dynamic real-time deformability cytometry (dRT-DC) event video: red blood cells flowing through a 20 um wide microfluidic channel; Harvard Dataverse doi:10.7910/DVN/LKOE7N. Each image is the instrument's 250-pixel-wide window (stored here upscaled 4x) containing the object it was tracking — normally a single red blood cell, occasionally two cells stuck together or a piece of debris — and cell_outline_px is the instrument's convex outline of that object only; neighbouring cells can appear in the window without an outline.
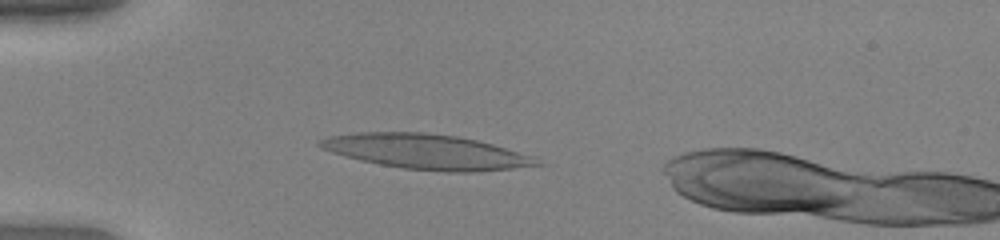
{"species": "human", "species_latin": "Homo sapiens", "temperature_condition": "warm", "stored_images_in_passage": 42, "camera_frame_rate_fps": 3000, "um_per_image_px": 0.085, "donor": {"sex": "female"}, "frame": {"image": 1, "passage_image": 6, "time_ms": 1.667, "image_size_px": [1000, 240], "cell_outline_px": [[544, 164], [512, 168], [472, 172], [448, 172], [404, 168], [380, 164], [360, 160], [344, 156], [320, 148], [316, 144], [316, 140], [328, 136], [356, 132], [424, 132], [456, 136], [476, 140], [492, 144], [532, 156]], "centroid_in_image_um": [36.17, 12.88], "position_along_channel_um": 48.8, "area_um2": 43.93}}
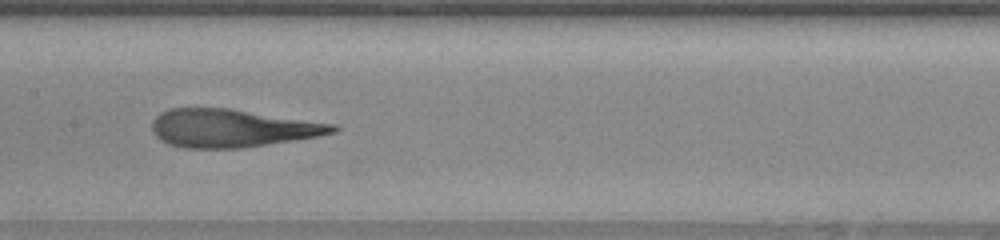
{"frame": {"image": 2, "passage_image": 18, "time_ms": 5.667, "image_size_px": [1000, 240], "cell_outline_px": [[340, 128], [336, 132], [316, 136], [244, 148], [184, 148], [168, 144], [160, 140], [152, 132], [152, 120], [160, 112], [168, 108], [228, 108], [336, 124]], "centroid_in_image_um": [19.68, 10.89], "position_along_channel_um": 187.7, "area_um2": 40.06}}
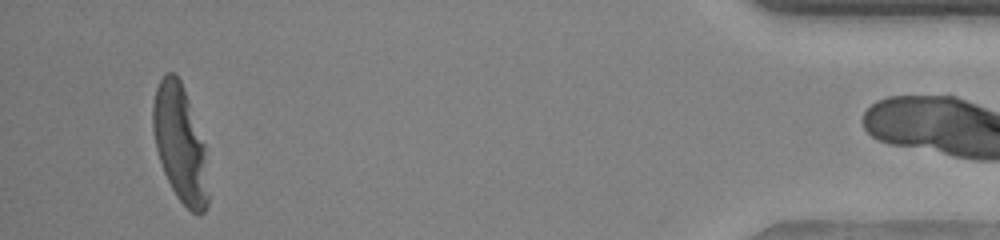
{"frame": {"image": 3, "passage_image": 40, "time_ms": 13.0, "image_size_px": [1000, 240], "cell_outline_px": [[208, 204], [204, 212], [200, 216], [192, 212], [176, 196], [164, 172], [156, 148], [152, 128], [152, 104], [156, 88], [164, 72], [172, 72], [180, 80], [184, 88], [204, 144], [208, 196]], "centroid_in_image_um": [15.28, 12.21], "position_along_channel_um": 419.9, "area_um2": 37.28}}